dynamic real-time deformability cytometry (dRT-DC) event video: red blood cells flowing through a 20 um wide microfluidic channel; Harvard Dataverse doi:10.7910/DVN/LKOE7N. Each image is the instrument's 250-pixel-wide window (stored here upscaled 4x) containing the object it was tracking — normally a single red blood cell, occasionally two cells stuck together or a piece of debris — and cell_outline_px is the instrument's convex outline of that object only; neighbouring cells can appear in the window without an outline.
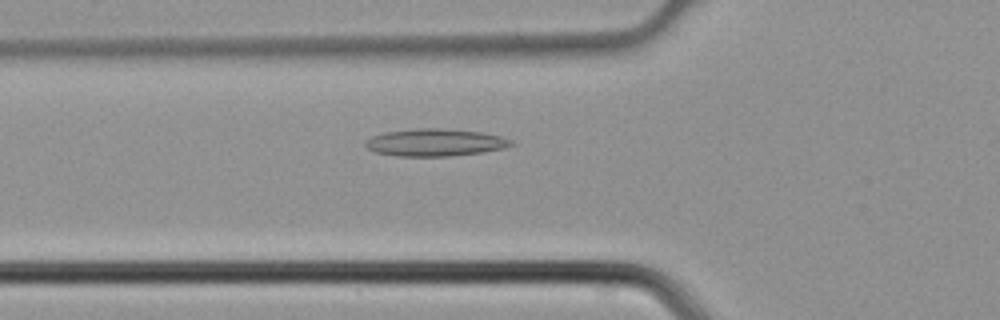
{"species": "common noctule bat (a hibernating species)", "species_latin": "Nyctalus noctula", "temperature_condition": "cold", "stored_images_in_passage": 31, "camera_frame_rate_fps": 3000, "um_per_image_px": 0.085, "animal": {"sex": "male", "body_mass_g": 21.5, "forearm_length_mm": 52.0}, "frame": {"image": 1, "passage_image": 2, "time_ms": 0.333, "image_size_px": [1000, 320], "cell_outline_px": [[516, 144], [504, 148], [484, 152], [448, 156], [396, 156], [376, 152], [368, 148], [364, 144], [372, 136], [384, 132], [420, 128], [436, 128], [480, 132], [500, 136], [512, 140]], "centroid_in_image_um": [37.01, 12.11], "position_along_channel_um": 88.8, "area_um2": 23.06}}
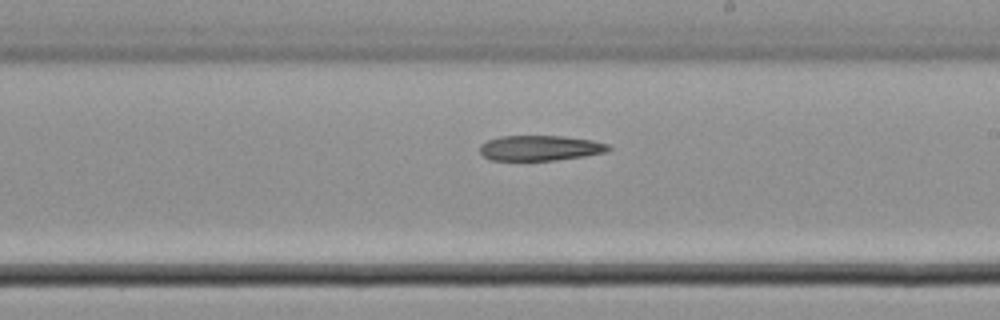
{"frame": {"image": 2, "passage_image": 12, "time_ms": 3.667, "image_size_px": [1000, 320], "cell_outline_px": [[612, 148], [604, 152], [584, 156], [556, 160], [488, 160], [480, 152], [480, 144], [488, 140], [500, 136], [564, 136], [592, 140], [608, 144]], "centroid_in_image_um": [45.89, 12.58], "position_along_channel_um": 243.1, "area_um2": 18.9}}
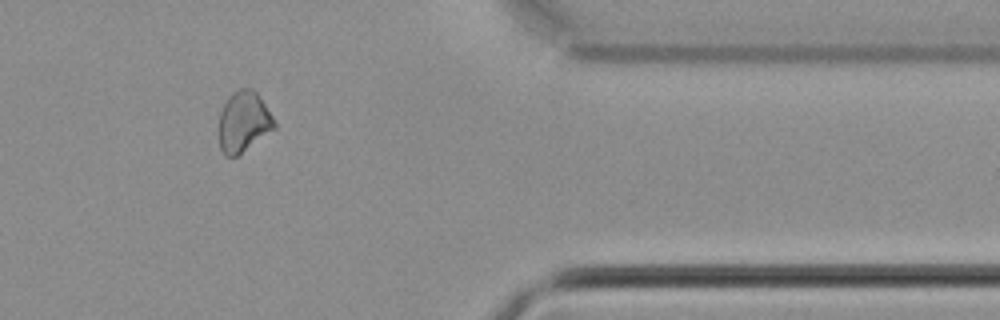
{"frame": {"image": 3, "passage_image": 23, "time_ms": 7.333, "image_size_px": [1000, 320], "cell_outline_px": [[276, 128], [236, 156], [224, 156], [220, 148], [220, 112], [228, 96], [232, 92], [240, 88], [252, 88], [256, 92], [276, 120]], "centroid_in_image_um": [20.72, 10.33], "position_along_channel_um": 390.7, "area_um2": 19.48}}